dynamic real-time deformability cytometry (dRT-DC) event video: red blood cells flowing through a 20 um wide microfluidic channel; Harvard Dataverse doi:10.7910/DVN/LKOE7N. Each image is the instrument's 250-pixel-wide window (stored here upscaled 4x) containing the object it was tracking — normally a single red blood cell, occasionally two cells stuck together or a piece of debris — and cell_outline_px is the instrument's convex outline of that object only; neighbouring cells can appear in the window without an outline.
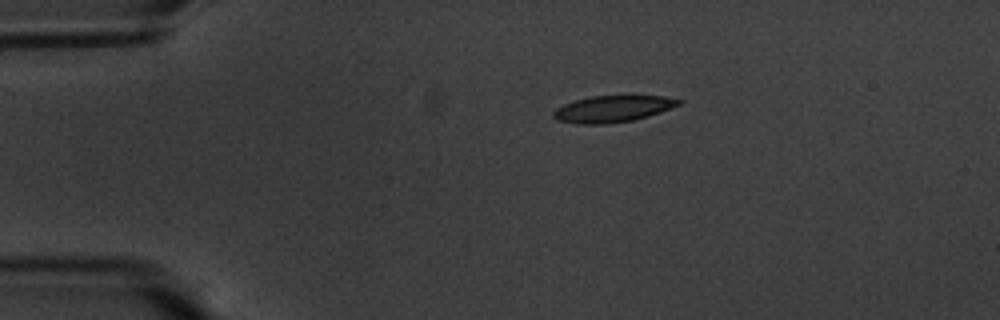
{"species": "common noctule bat (a hibernating species)", "species_latin": "Nyctalus noctula", "temperature_condition": "warm", "stored_images_in_passage": 47, "camera_frame_rate_fps": 3000, "um_per_image_px": 0.085, "animal": {"sex": "male", "body_mass_g": 20.1, "forearm_length_mm": 53.5}, "frame": {"image": 1, "passage_image": 1, "time_ms": 0.0, "image_size_px": [1000, 320], "cell_outline_px": [[684, 100], [680, 104], [660, 112], [648, 116], [632, 120], [604, 124], [576, 124], [556, 120], [552, 116], [552, 112], [556, 108], [564, 104], [576, 100], [592, 96], [664, 96]], "centroid_in_image_um": [52.05, 9.26], "position_along_channel_um": 32.9, "area_um2": 19.31}}
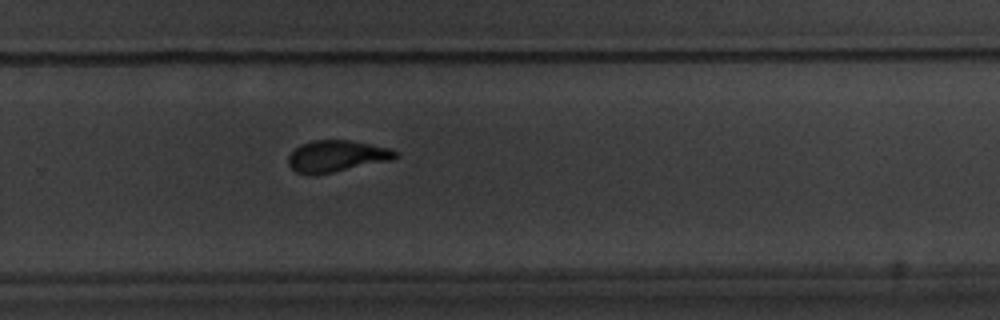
{"frame": {"image": 2, "passage_image": 28, "time_ms": 9.0, "image_size_px": [1000, 320], "cell_outline_px": [[396, 156], [392, 160], [312, 176], [296, 172], [288, 164], [288, 156], [300, 144], [312, 140], [348, 140], [392, 148], [396, 152]], "centroid_in_image_um": [28.58, 13.27], "position_along_channel_um": 301.2, "area_um2": 19.65}}
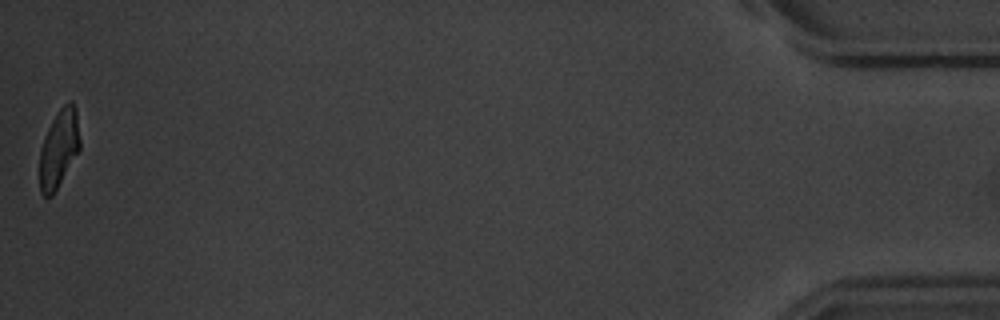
{"frame": {"image": 3, "passage_image": 47, "time_ms": 15.333, "image_size_px": [1000, 320], "cell_outline_px": [[80, 148], [52, 196], [44, 196], [40, 192], [40, 148], [44, 136], [52, 120], [60, 108], [68, 100], [72, 100], [76, 108], [80, 140]], "centroid_in_image_um": [5.01, 12.59], "position_along_channel_um": 430.2, "area_um2": 18.15}, "authors_computed_cell_mechanics": {"area_um2": 19.9988, "velocity_mm_per_s": 3.5121, "shape_relaxation_time_tau1_ms": 3.4986, "shape_relaxation_time_tau2_ms": 2.1198, "deformation_change_tau1": 0.1569, "deformation_change_tau2": 0.0875}}